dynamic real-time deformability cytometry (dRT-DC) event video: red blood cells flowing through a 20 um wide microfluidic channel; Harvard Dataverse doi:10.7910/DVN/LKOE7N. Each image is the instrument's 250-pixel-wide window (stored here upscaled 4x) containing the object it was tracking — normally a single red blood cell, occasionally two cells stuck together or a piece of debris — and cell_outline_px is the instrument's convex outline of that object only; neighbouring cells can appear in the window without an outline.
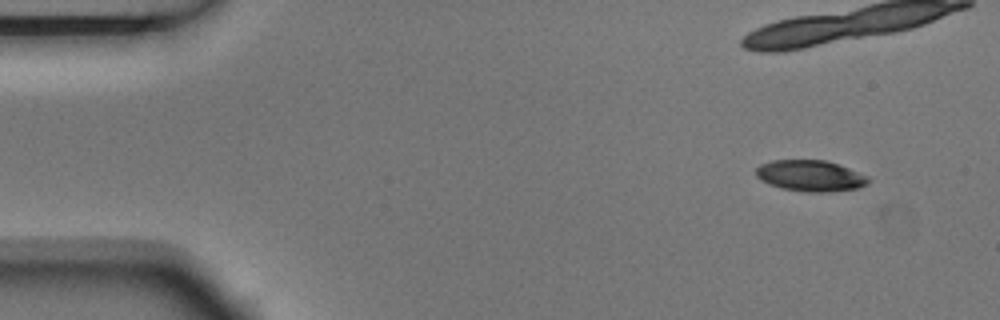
{"species": "Egyptian fruit bat (a non-hibernating species)", "species_latin": "Rousettus aegyptiacus", "temperature_condition": "room temperature", "stored_images_in_passage": 5, "camera_frame_rate_fps": 3000, "um_per_image_px": 0.085, "animal": {"sex": "male"}, "frame": {"image": 1, "passage_image": 1, "time_ms": 0.0, "image_size_px": [1000, 320], "cell_outline_px": [[868, 184], [856, 188], [828, 192], [808, 192], [780, 188], [756, 176], [756, 168], [760, 164], [772, 160], [824, 160], [848, 168], [868, 176]], "centroid_in_image_um": [68.88, 14.94], "position_along_channel_um": 16.1, "area_um2": 20.06}}
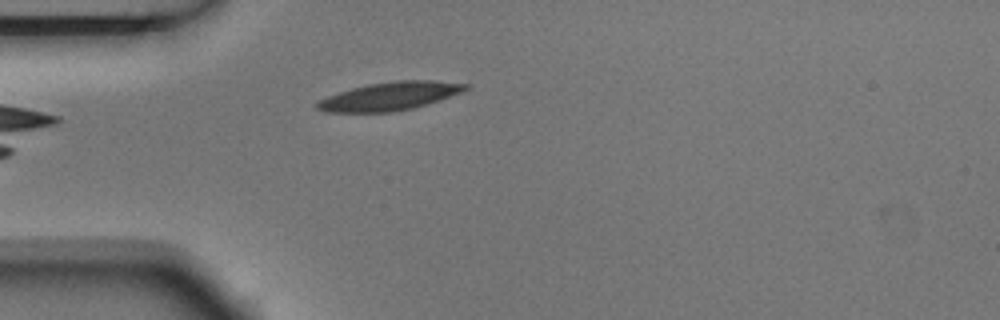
{"frame": {"image": 2, "passage_image": 5, "time_ms": 1.333, "image_size_px": [1000, 320], "cell_outline_px": [[468, 88], [460, 92], [440, 100], [412, 108], [392, 112], [324, 112], [316, 108], [316, 104], [320, 100], [328, 96], [352, 88], [368, 84], [396, 80], [432, 80], [468, 84]], "centroid_in_image_um": [33.12, 8.17], "position_along_channel_um": 51.9, "area_um2": 24.16}}